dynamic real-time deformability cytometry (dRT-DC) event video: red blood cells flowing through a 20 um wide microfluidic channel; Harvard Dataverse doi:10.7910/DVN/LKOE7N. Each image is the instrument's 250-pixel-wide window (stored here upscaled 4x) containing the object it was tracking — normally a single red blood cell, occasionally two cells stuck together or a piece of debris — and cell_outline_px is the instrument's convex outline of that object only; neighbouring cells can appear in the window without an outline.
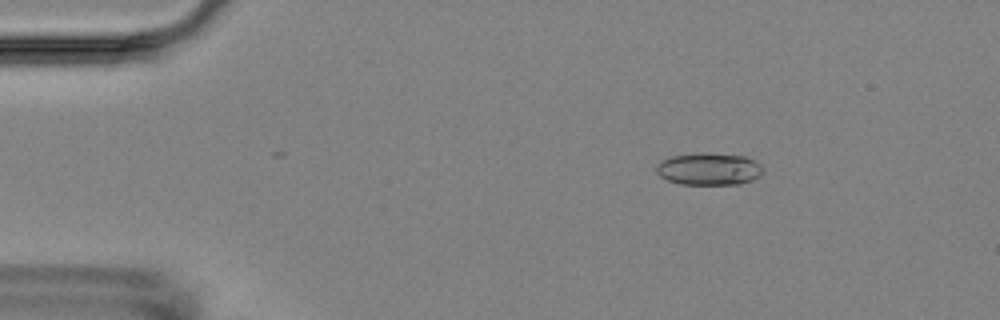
{"species": "Egyptian fruit bat (a non-hibernating species)", "species_latin": "Rousettus aegyptiacus", "temperature_condition": "room temperature", "stored_images_in_passage": 3, "camera_frame_rate_fps": 3000, "um_per_image_px": 0.085, "animal": {"sex": "female"}, "frame": {"image": 1, "passage_image": 1, "time_ms": 0.0, "image_size_px": [1000, 320], "cell_outline_px": [[764, 172], [760, 176], [752, 180], [740, 184], [680, 184], [668, 180], [660, 176], [656, 172], [656, 164], [660, 160], [672, 156], [700, 152], [744, 156], [760, 164], [764, 168]], "centroid_in_image_um": [60.25, 14.36], "position_along_channel_um": 24.7, "area_um2": 20.17}}